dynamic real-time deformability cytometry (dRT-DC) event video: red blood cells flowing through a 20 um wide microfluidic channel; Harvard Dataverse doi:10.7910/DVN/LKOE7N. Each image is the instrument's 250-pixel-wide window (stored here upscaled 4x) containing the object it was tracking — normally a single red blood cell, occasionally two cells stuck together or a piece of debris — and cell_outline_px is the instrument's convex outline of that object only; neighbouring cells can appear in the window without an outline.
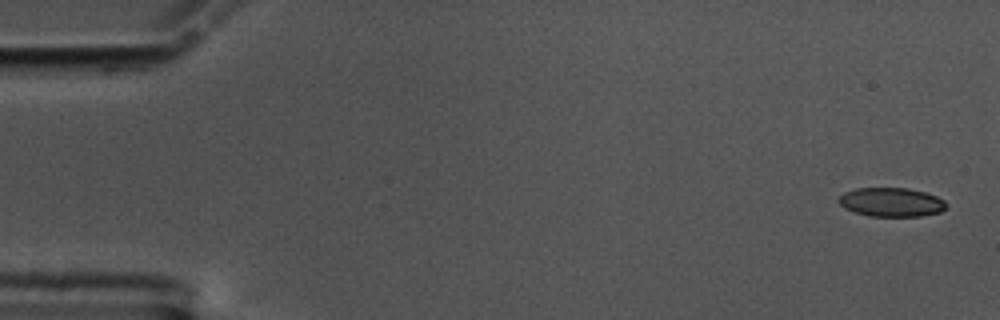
{"species": "common noctule bat (a hibernating species)", "species_latin": "Nyctalus noctula", "temperature_condition": "cold", "stored_images_in_passage": 57, "camera_frame_rate_fps": 3000, "um_per_image_px": 0.085, "animal": {"sex": "male", "body_mass_g": 17.5, "forearm_length_mm": 52.3}, "frame": {"image": 1, "passage_image": 1, "time_ms": 0.0, "image_size_px": [1000, 320], "cell_outline_px": [[948, 204], [940, 212], [920, 216], [872, 216], [856, 212], [844, 208], [836, 200], [844, 192], [856, 188], [908, 188], [924, 192], [936, 196], [944, 200]], "centroid_in_image_um": [75.75, 17.18], "position_along_channel_um": 9.2, "area_um2": 18.09}}
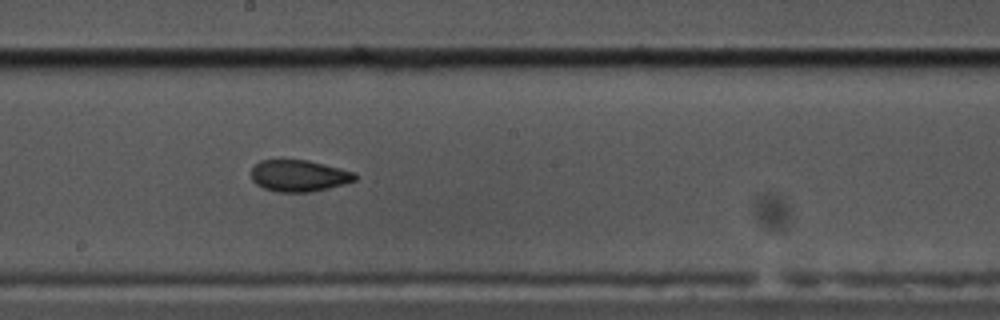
{"frame": {"image": 2, "passage_image": 31, "time_ms": 10.0, "image_size_px": [1000, 320], "cell_outline_px": [[356, 180], [344, 184], [328, 188], [308, 192], [280, 192], [264, 188], [256, 184], [252, 180], [252, 168], [260, 160], [308, 160], [356, 172]], "centroid_in_image_um": [25.42, 14.93], "position_along_channel_um": 222.8, "area_um2": 19.02}}
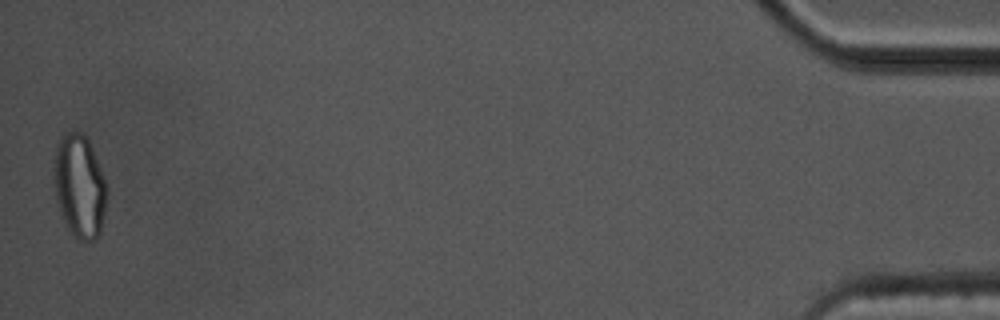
{"frame": {"image": 3, "passage_image": 57, "time_ms": 18.667, "image_size_px": [1000, 320], "cell_outline_px": [[108, 192], [100, 236], [96, 240], [76, 240], [72, 236], [64, 220], [56, 200], [52, 172], [52, 168], [56, 144], [60, 136], [64, 132], [80, 132], [88, 140], [100, 168]], "centroid_in_image_um": [6.73, 15.84], "position_along_channel_um": 428.5, "area_um2": 32.19}, "authors_computed_cell_mechanics": {"area_um2": 19.652, "velocity_mm_per_s": 3.4494, "shape_relaxation_time_tau1_ms": 6.9706, "shape_relaxation_time_tau2_ms": 2.697, "deformation_change_tau1": 0.1495, "deformation_change_tau2": 0.0671}}